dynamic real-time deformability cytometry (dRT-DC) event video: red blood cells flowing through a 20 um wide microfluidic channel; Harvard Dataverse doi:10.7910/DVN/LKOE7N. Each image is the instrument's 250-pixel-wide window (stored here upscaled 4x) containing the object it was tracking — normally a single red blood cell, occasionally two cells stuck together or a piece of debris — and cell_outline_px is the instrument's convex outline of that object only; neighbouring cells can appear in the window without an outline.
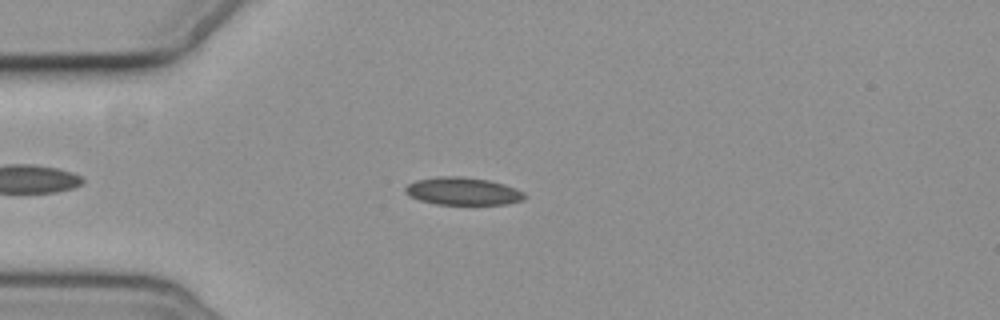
{"species": "common noctule bat (a hibernating species)", "species_latin": "Nyctalus noctula", "temperature_condition": "cold", "stored_images_in_passage": 6, "camera_frame_rate_fps": 3000, "um_per_image_px": 0.085, "animal": {"sex": "female", "body_mass_g": 19.3, "forearm_length_mm": 54.1}, "frame": {"image": 1, "passage_image": 2, "time_ms": 1.0, "image_size_px": [1000, 320], "cell_outline_px": [[528, 196], [524, 200], [508, 204], [436, 204], [420, 200], [408, 196], [404, 192], [404, 188], [408, 184], [416, 180], [436, 176], [460, 176], [488, 180], [504, 184], [516, 188], [524, 192]], "centroid_in_image_um": [39.35, 16.25], "position_along_channel_um": 45.7, "area_um2": 19.42}}
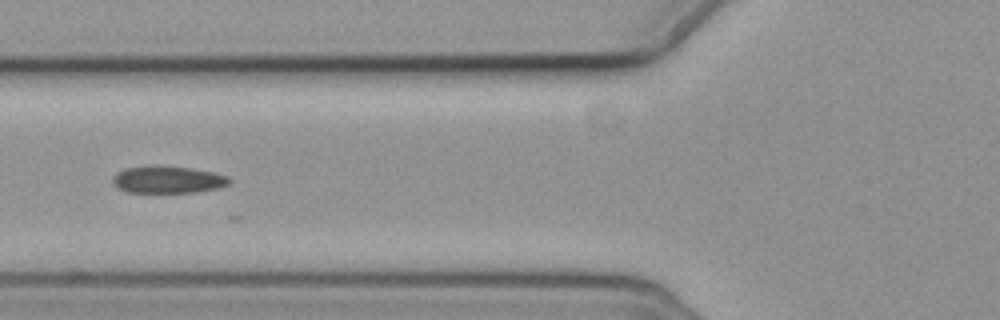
{"frame": {"image": 2, "passage_image": 4, "time_ms": 3.333, "image_size_px": [1000, 320], "cell_outline_px": [[232, 180], [228, 184], [220, 188], [196, 192], [128, 192], [116, 188], [112, 184], [112, 176], [116, 172], [124, 168], [148, 164], [156, 164], [192, 168], [212, 172], [228, 176]], "centroid_in_image_um": [14.21, 15.24], "position_along_channel_um": 111.6, "area_um2": 19.02}}
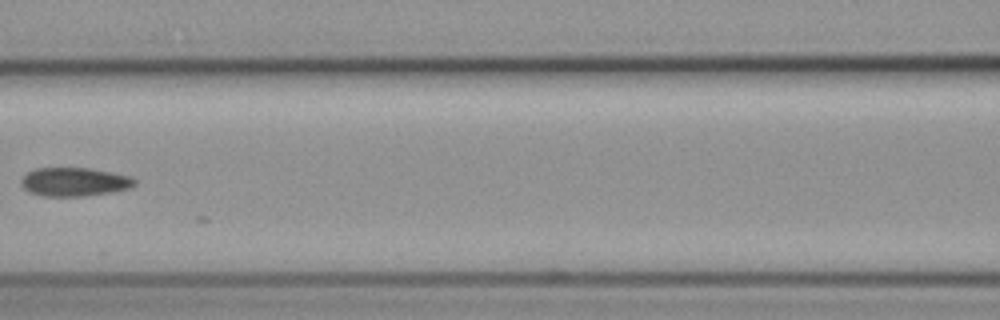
{"frame": {"image": 3, "passage_image": 5, "time_ms": 4.667, "image_size_px": [1000, 320], "cell_outline_px": [[136, 184], [128, 188], [112, 192], [84, 196], [44, 196], [32, 192], [24, 188], [20, 184], [20, 180], [28, 172], [36, 168], [88, 168], [132, 176], [136, 180]], "centroid_in_image_um": [6.33, 15.45], "position_along_channel_um": 160.3, "area_um2": 18.84}}